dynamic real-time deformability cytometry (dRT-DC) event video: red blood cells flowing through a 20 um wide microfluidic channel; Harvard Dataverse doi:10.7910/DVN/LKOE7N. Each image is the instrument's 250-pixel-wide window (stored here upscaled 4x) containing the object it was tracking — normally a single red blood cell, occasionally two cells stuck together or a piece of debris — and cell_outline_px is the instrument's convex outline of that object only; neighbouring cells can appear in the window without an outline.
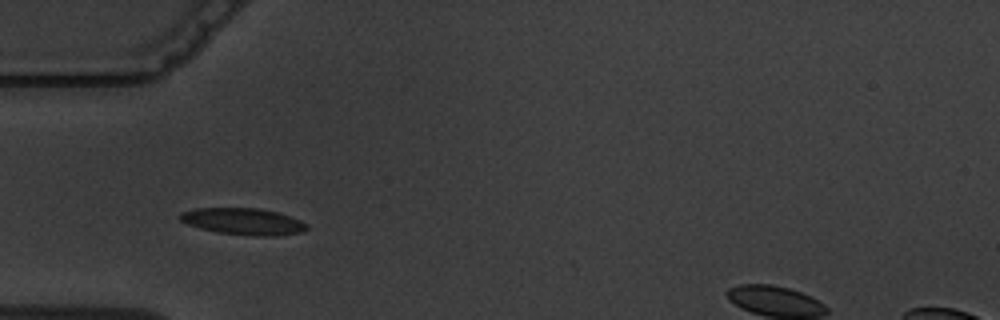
{"species": "common noctule bat (a hibernating species)", "species_latin": "Nyctalus noctula", "temperature_condition": "warm", "stored_images_in_passage": 5, "camera_frame_rate_fps": 3000, "um_per_image_px": 0.085, "animal": {"sex": "male", "body_mass_g": 19.5, "forearm_length_mm": 54.6}, "frame": {"image": 1, "passage_image": 3, "time_ms": 2.667, "image_size_px": [1000, 320], "cell_outline_px": [[308, 228], [304, 232], [276, 236], [252, 236], [220, 232], [200, 228], [188, 224], [180, 220], [176, 216], [180, 212], [196, 208], [256, 208], [276, 212], [300, 220], [308, 224]], "centroid_in_image_um": [20.67, 18.82], "position_along_channel_um": 64.3, "area_um2": 19.71}}